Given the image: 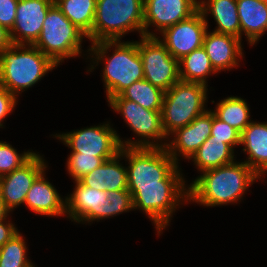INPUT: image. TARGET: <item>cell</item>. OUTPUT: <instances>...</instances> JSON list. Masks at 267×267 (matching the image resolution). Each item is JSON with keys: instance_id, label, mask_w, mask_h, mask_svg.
Instances as JSON below:
<instances>
[{"instance_id": "6da1fadb", "label": "cell", "mask_w": 267, "mask_h": 267, "mask_svg": "<svg viewBox=\"0 0 267 267\" xmlns=\"http://www.w3.org/2000/svg\"><path fill=\"white\" fill-rule=\"evenodd\" d=\"M188 187V199L203 206H218L238 202L257 174L244 162H233L209 169Z\"/></svg>"}, {"instance_id": "7a4b0ae2", "label": "cell", "mask_w": 267, "mask_h": 267, "mask_svg": "<svg viewBox=\"0 0 267 267\" xmlns=\"http://www.w3.org/2000/svg\"><path fill=\"white\" fill-rule=\"evenodd\" d=\"M115 47L111 57L105 55ZM108 50V51H107ZM92 55L97 61H105L103 68V81L106 87V95L109 100L111 97L119 95L125 88L132 83L144 79V70L141 56L138 50V42H121L120 40H104L92 44ZM106 57V59H104Z\"/></svg>"}, {"instance_id": "3957f363", "label": "cell", "mask_w": 267, "mask_h": 267, "mask_svg": "<svg viewBox=\"0 0 267 267\" xmlns=\"http://www.w3.org/2000/svg\"><path fill=\"white\" fill-rule=\"evenodd\" d=\"M121 156L128 159V189L150 185H186L178 163L160 147H121Z\"/></svg>"}, {"instance_id": "277c9868", "label": "cell", "mask_w": 267, "mask_h": 267, "mask_svg": "<svg viewBox=\"0 0 267 267\" xmlns=\"http://www.w3.org/2000/svg\"><path fill=\"white\" fill-rule=\"evenodd\" d=\"M56 66L34 45L13 44L0 53V85L17 97Z\"/></svg>"}, {"instance_id": "5b68a950", "label": "cell", "mask_w": 267, "mask_h": 267, "mask_svg": "<svg viewBox=\"0 0 267 267\" xmlns=\"http://www.w3.org/2000/svg\"><path fill=\"white\" fill-rule=\"evenodd\" d=\"M134 30L144 36V0H97L91 44Z\"/></svg>"}, {"instance_id": "8992f818", "label": "cell", "mask_w": 267, "mask_h": 267, "mask_svg": "<svg viewBox=\"0 0 267 267\" xmlns=\"http://www.w3.org/2000/svg\"><path fill=\"white\" fill-rule=\"evenodd\" d=\"M207 87L202 83L180 80L165 92L161 118L167 139L206 111Z\"/></svg>"}, {"instance_id": "52a82bcc", "label": "cell", "mask_w": 267, "mask_h": 267, "mask_svg": "<svg viewBox=\"0 0 267 267\" xmlns=\"http://www.w3.org/2000/svg\"><path fill=\"white\" fill-rule=\"evenodd\" d=\"M84 37L87 38L54 3L48 10L42 32L34 46L58 65L64 59L82 53Z\"/></svg>"}, {"instance_id": "ba28073f", "label": "cell", "mask_w": 267, "mask_h": 267, "mask_svg": "<svg viewBox=\"0 0 267 267\" xmlns=\"http://www.w3.org/2000/svg\"><path fill=\"white\" fill-rule=\"evenodd\" d=\"M111 108L123 115L131 130L140 136L137 141H119L121 147H160L165 148L167 143L159 144L167 138L162 128L161 111L148 110L132 100L124 99L120 94L107 100ZM143 138V139H142ZM148 138V139H147ZM152 139V142L149 141ZM154 140V141H153ZM157 140V141H155ZM159 140V143H158ZM157 142V143H156Z\"/></svg>"}, {"instance_id": "9c48e42d", "label": "cell", "mask_w": 267, "mask_h": 267, "mask_svg": "<svg viewBox=\"0 0 267 267\" xmlns=\"http://www.w3.org/2000/svg\"><path fill=\"white\" fill-rule=\"evenodd\" d=\"M127 190L132 195L134 209L142 210L151 218L158 235L169 225L179 202L188 201V188L185 185H150Z\"/></svg>"}, {"instance_id": "30bf717a", "label": "cell", "mask_w": 267, "mask_h": 267, "mask_svg": "<svg viewBox=\"0 0 267 267\" xmlns=\"http://www.w3.org/2000/svg\"><path fill=\"white\" fill-rule=\"evenodd\" d=\"M138 50L143 63L144 79L163 91L180 81L179 60L175 59L159 37L142 36Z\"/></svg>"}, {"instance_id": "8fae6325", "label": "cell", "mask_w": 267, "mask_h": 267, "mask_svg": "<svg viewBox=\"0 0 267 267\" xmlns=\"http://www.w3.org/2000/svg\"><path fill=\"white\" fill-rule=\"evenodd\" d=\"M72 152L94 157H115L121 149L119 135L107 123L55 135Z\"/></svg>"}, {"instance_id": "7c38bea8", "label": "cell", "mask_w": 267, "mask_h": 267, "mask_svg": "<svg viewBox=\"0 0 267 267\" xmlns=\"http://www.w3.org/2000/svg\"><path fill=\"white\" fill-rule=\"evenodd\" d=\"M207 21L198 10L189 18L166 28L160 33L163 37L160 41L175 59L180 60L193 50L203 47Z\"/></svg>"}, {"instance_id": "4fadbf2b", "label": "cell", "mask_w": 267, "mask_h": 267, "mask_svg": "<svg viewBox=\"0 0 267 267\" xmlns=\"http://www.w3.org/2000/svg\"><path fill=\"white\" fill-rule=\"evenodd\" d=\"M74 192L65 198L66 215L75 222H86L110 218L112 206L107 199V192L99 191L75 181Z\"/></svg>"}, {"instance_id": "5bb4252c", "label": "cell", "mask_w": 267, "mask_h": 267, "mask_svg": "<svg viewBox=\"0 0 267 267\" xmlns=\"http://www.w3.org/2000/svg\"><path fill=\"white\" fill-rule=\"evenodd\" d=\"M197 0H144V36L156 37L148 27L156 26L162 33L166 28L183 21L198 11Z\"/></svg>"}, {"instance_id": "9a60e30c", "label": "cell", "mask_w": 267, "mask_h": 267, "mask_svg": "<svg viewBox=\"0 0 267 267\" xmlns=\"http://www.w3.org/2000/svg\"><path fill=\"white\" fill-rule=\"evenodd\" d=\"M46 168L43 157L35 153L20 168L0 177V196L10 211L24 204L32 183Z\"/></svg>"}, {"instance_id": "2e32d148", "label": "cell", "mask_w": 267, "mask_h": 267, "mask_svg": "<svg viewBox=\"0 0 267 267\" xmlns=\"http://www.w3.org/2000/svg\"><path fill=\"white\" fill-rule=\"evenodd\" d=\"M54 0H18L15 24L10 31L13 44L34 45Z\"/></svg>"}, {"instance_id": "e0dca14e", "label": "cell", "mask_w": 267, "mask_h": 267, "mask_svg": "<svg viewBox=\"0 0 267 267\" xmlns=\"http://www.w3.org/2000/svg\"><path fill=\"white\" fill-rule=\"evenodd\" d=\"M213 124V110L208 109L197 116L191 123L176 130L171 135L173 140L167 143L166 150L173 160L178 163V154L190 159L198 148L208 139ZM178 153V154H177Z\"/></svg>"}, {"instance_id": "ac0fdd59", "label": "cell", "mask_w": 267, "mask_h": 267, "mask_svg": "<svg viewBox=\"0 0 267 267\" xmlns=\"http://www.w3.org/2000/svg\"><path fill=\"white\" fill-rule=\"evenodd\" d=\"M203 48L217 73L238 66V58L243 56L241 39L214 31H206Z\"/></svg>"}, {"instance_id": "d6986e66", "label": "cell", "mask_w": 267, "mask_h": 267, "mask_svg": "<svg viewBox=\"0 0 267 267\" xmlns=\"http://www.w3.org/2000/svg\"><path fill=\"white\" fill-rule=\"evenodd\" d=\"M44 171L32 183L25 205L34 213L46 216L66 214V201L62 200L55 187L44 177Z\"/></svg>"}, {"instance_id": "ffe728a7", "label": "cell", "mask_w": 267, "mask_h": 267, "mask_svg": "<svg viewBox=\"0 0 267 267\" xmlns=\"http://www.w3.org/2000/svg\"><path fill=\"white\" fill-rule=\"evenodd\" d=\"M121 154L106 160L102 165L86 174L79 181L90 188L99 191L127 190V169L120 164Z\"/></svg>"}, {"instance_id": "44dd1931", "label": "cell", "mask_w": 267, "mask_h": 267, "mask_svg": "<svg viewBox=\"0 0 267 267\" xmlns=\"http://www.w3.org/2000/svg\"><path fill=\"white\" fill-rule=\"evenodd\" d=\"M242 32L248 43L254 45L267 31V2L261 0H236Z\"/></svg>"}, {"instance_id": "7402d4cb", "label": "cell", "mask_w": 267, "mask_h": 267, "mask_svg": "<svg viewBox=\"0 0 267 267\" xmlns=\"http://www.w3.org/2000/svg\"><path fill=\"white\" fill-rule=\"evenodd\" d=\"M198 10L205 20L209 12L213 15L218 25L214 32L232 35L239 39L242 38L236 0L200 1Z\"/></svg>"}, {"instance_id": "603a6c76", "label": "cell", "mask_w": 267, "mask_h": 267, "mask_svg": "<svg viewBox=\"0 0 267 267\" xmlns=\"http://www.w3.org/2000/svg\"><path fill=\"white\" fill-rule=\"evenodd\" d=\"M240 145L248 154L244 163L257 174L267 164V122H251L241 133Z\"/></svg>"}, {"instance_id": "cb8c5ba5", "label": "cell", "mask_w": 267, "mask_h": 267, "mask_svg": "<svg viewBox=\"0 0 267 267\" xmlns=\"http://www.w3.org/2000/svg\"><path fill=\"white\" fill-rule=\"evenodd\" d=\"M234 156V149L228 144L209 136L190 159H194V164L201 172H204L233 163Z\"/></svg>"}, {"instance_id": "d4e9b609", "label": "cell", "mask_w": 267, "mask_h": 267, "mask_svg": "<svg viewBox=\"0 0 267 267\" xmlns=\"http://www.w3.org/2000/svg\"><path fill=\"white\" fill-rule=\"evenodd\" d=\"M61 12L92 42L97 0H54Z\"/></svg>"}, {"instance_id": "484cf974", "label": "cell", "mask_w": 267, "mask_h": 267, "mask_svg": "<svg viewBox=\"0 0 267 267\" xmlns=\"http://www.w3.org/2000/svg\"><path fill=\"white\" fill-rule=\"evenodd\" d=\"M215 73L217 72L212 67L203 47L193 50L179 60V74L182 81L207 85L206 78Z\"/></svg>"}, {"instance_id": "4316f807", "label": "cell", "mask_w": 267, "mask_h": 267, "mask_svg": "<svg viewBox=\"0 0 267 267\" xmlns=\"http://www.w3.org/2000/svg\"><path fill=\"white\" fill-rule=\"evenodd\" d=\"M215 116L242 133L244 129L252 122L249 120L250 111L247 103L240 97H227L216 105Z\"/></svg>"}, {"instance_id": "83f0119b", "label": "cell", "mask_w": 267, "mask_h": 267, "mask_svg": "<svg viewBox=\"0 0 267 267\" xmlns=\"http://www.w3.org/2000/svg\"><path fill=\"white\" fill-rule=\"evenodd\" d=\"M165 91L153 86L145 79L136 81L125 88L120 95L127 100H132L145 109L161 111Z\"/></svg>"}, {"instance_id": "f1b7e54d", "label": "cell", "mask_w": 267, "mask_h": 267, "mask_svg": "<svg viewBox=\"0 0 267 267\" xmlns=\"http://www.w3.org/2000/svg\"><path fill=\"white\" fill-rule=\"evenodd\" d=\"M27 247L21 233H16L0 247V267H34L26 256Z\"/></svg>"}, {"instance_id": "f546056e", "label": "cell", "mask_w": 267, "mask_h": 267, "mask_svg": "<svg viewBox=\"0 0 267 267\" xmlns=\"http://www.w3.org/2000/svg\"><path fill=\"white\" fill-rule=\"evenodd\" d=\"M67 160V169L75 181L92 172L102 165L106 160L114 157H94L82 155L81 153H71Z\"/></svg>"}, {"instance_id": "4dcf8cb0", "label": "cell", "mask_w": 267, "mask_h": 267, "mask_svg": "<svg viewBox=\"0 0 267 267\" xmlns=\"http://www.w3.org/2000/svg\"><path fill=\"white\" fill-rule=\"evenodd\" d=\"M35 152H24L19 155L9 143L0 141V177L25 164Z\"/></svg>"}, {"instance_id": "1f68e13d", "label": "cell", "mask_w": 267, "mask_h": 267, "mask_svg": "<svg viewBox=\"0 0 267 267\" xmlns=\"http://www.w3.org/2000/svg\"><path fill=\"white\" fill-rule=\"evenodd\" d=\"M212 139L223 140L232 149L241 144V133L229 124L219 120L213 112V124L211 128Z\"/></svg>"}, {"instance_id": "d6a6232c", "label": "cell", "mask_w": 267, "mask_h": 267, "mask_svg": "<svg viewBox=\"0 0 267 267\" xmlns=\"http://www.w3.org/2000/svg\"><path fill=\"white\" fill-rule=\"evenodd\" d=\"M107 199L112 206V217L134 209L132 195L128 190L108 191Z\"/></svg>"}, {"instance_id": "836d02e7", "label": "cell", "mask_w": 267, "mask_h": 267, "mask_svg": "<svg viewBox=\"0 0 267 267\" xmlns=\"http://www.w3.org/2000/svg\"><path fill=\"white\" fill-rule=\"evenodd\" d=\"M18 0H0V25L12 30L15 24Z\"/></svg>"}, {"instance_id": "e575fe53", "label": "cell", "mask_w": 267, "mask_h": 267, "mask_svg": "<svg viewBox=\"0 0 267 267\" xmlns=\"http://www.w3.org/2000/svg\"><path fill=\"white\" fill-rule=\"evenodd\" d=\"M17 97L11 94L6 88L0 85V127H3L2 121L5 117L12 113L16 103Z\"/></svg>"}, {"instance_id": "d590c367", "label": "cell", "mask_w": 267, "mask_h": 267, "mask_svg": "<svg viewBox=\"0 0 267 267\" xmlns=\"http://www.w3.org/2000/svg\"><path fill=\"white\" fill-rule=\"evenodd\" d=\"M18 229L8 221L5 222V219L0 221V247L3 246L8 240H10L16 233Z\"/></svg>"}, {"instance_id": "8d00e7d4", "label": "cell", "mask_w": 267, "mask_h": 267, "mask_svg": "<svg viewBox=\"0 0 267 267\" xmlns=\"http://www.w3.org/2000/svg\"><path fill=\"white\" fill-rule=\"evenodd\" d=\"M13 45L10 31L0 25V53Z\"/></svg>"}, {"instance_id": "74e56055", "label": "cell", "mask_w": 267, "mask_h": 267, "mask_svg": "<svg viewBox=\"0 0 267 267\" xmlns=\"http://www.w3.org/2000/svg\"><path fill=\"white\" fill-rule=\"evenodd\" d=\"M8 213H10V210L6 207L2 197L0 196V221L3 219L7 220Z\"/></svg>"}, {"instance_id": "f35d334b", "label": "cell", "mask_w": 267, "mask_h": 267, "mask_svg": "<svg viewBox=\"0 0 267 267\" xmlns=\"http://www.w3.org/2000/svg\"><path fill=\"white\" fill-rule=\"evenodd\" d=\"M267 172V164L259 170V172L257 173V179L261 178V175L263 176V174H265Z\"/></svg>"}]
</instances>
